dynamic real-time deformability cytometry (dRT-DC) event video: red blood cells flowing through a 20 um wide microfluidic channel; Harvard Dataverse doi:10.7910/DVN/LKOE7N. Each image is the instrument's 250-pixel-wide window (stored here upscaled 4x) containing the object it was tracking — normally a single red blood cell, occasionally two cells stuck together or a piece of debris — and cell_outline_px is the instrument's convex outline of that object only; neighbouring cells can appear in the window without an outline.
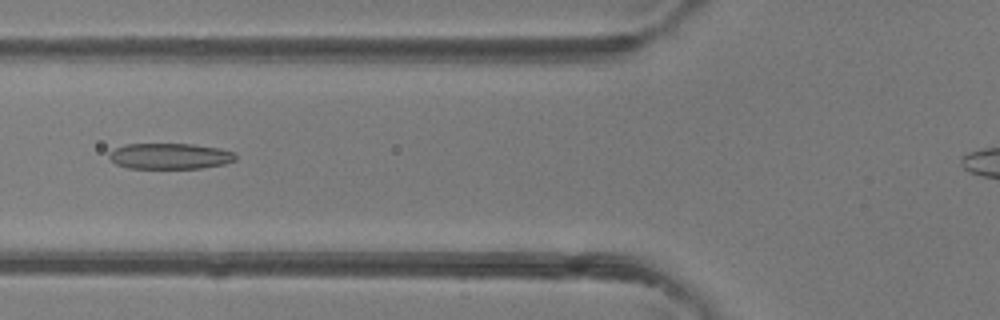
{"species": "common noctule bat (a hibernating species)", "species_latin": "Nyctalus noctula", "temperature_condition": "room temperature", "stored_images_in_passage": 45, "camera_frame_rate_fps": 3000, "um_per_image_px": 0.085, "animal": {"sex": "female"}, "frame": {"image": 1, "passage_image": 19, "time_ms": 6.0, "image_size_px": [1000, 320], "cell_outline_px": [[236, 160], [224, 164], [200, 168], [128, 168], [116, 164], [108, 156], [108, 152], [124, 144], [192, 144], [220, 148], [236, 152]], "centroid_in_image_um": [14.46, 13.26], "position_along_channel_um": 111.3, "area_um2": 19.13}}
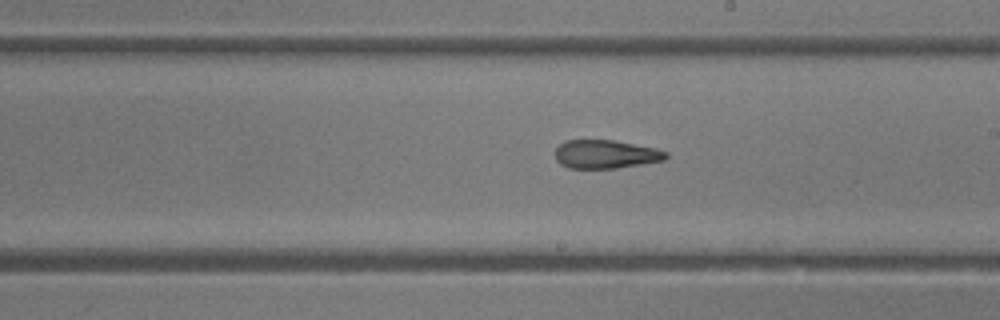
{"frame": {"image": 2, "passage_image": 28, "time_ms": 9.0, "image_size_px": [1000, 320], "cell_outline_px": [[668, 156], [664, 160], [616, 168], [568, 168], [560, 164], [556, 160], [556, 148], [564, 140], [612, 140], [656, 148], [668, 152]], "centroid_in_image_um": [51.47, 13.1], "position_along_channel_um": 237.5, "area_um2": 18.32}}
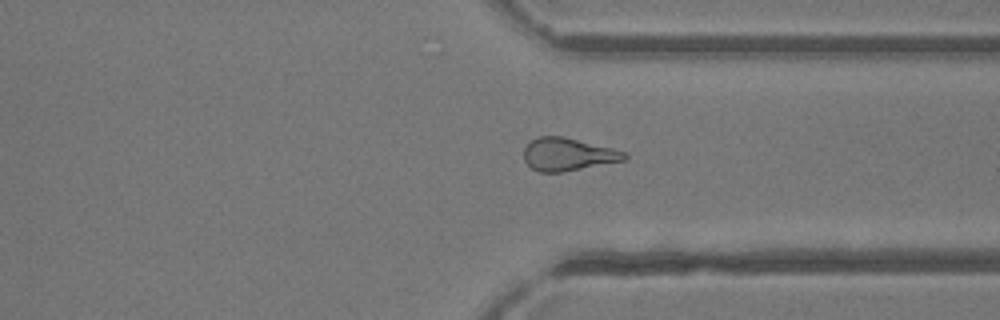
{"frame": {"image": 3, "passage_image": 37, "time_ms": 12.0, "image_size_px": [1000, 320], "cell_outline_px": [[628, 156], [624, 160], [564, 172], [540, 172], [532, 168], [524, 160], [524, 148], [532, 140], [540, 136], [564, 136], [628, 152]], "centroid_in_image_um": [48.29, 13.12], "position_along_channel_um": 363.1, "area_um2": 19.19}, "authors_computed_cell_mechanics": {"area_um2": 19.9988, "velocity_mm_per_s": 4.19, "shape_relaxation_time_tau1_ms": null, "shape_relaxation_time_tau2_ms": 1.9639, "deformation_change_tau1": null, "deformation_change_tau2": 0.1145}}